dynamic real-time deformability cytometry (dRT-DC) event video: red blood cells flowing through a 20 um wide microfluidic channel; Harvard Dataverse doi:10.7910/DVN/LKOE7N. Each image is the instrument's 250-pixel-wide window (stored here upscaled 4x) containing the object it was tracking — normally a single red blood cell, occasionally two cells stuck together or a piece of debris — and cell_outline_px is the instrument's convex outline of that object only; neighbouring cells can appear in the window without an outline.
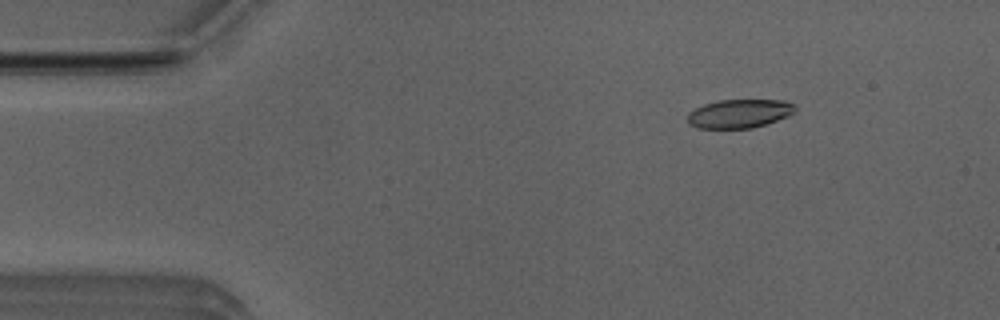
{"species": "Egyptian fruit bat (a non-hibernating species)", "species_latin": "Rousettus aegyptiacus", "temperature_condition": "room temperature", "stored_images_in_passage": 11, "camera_frame_rate_fps": 3000, "um_per_image_px": 0.085, "animal": {"sex": "male"}, "frame": {"image": 1, "passage_image": 7, "time_ms": 2.0, "image_size_px": [1000, 320], "cell_outline_px": [[796, 112], [788, 116], [752, 128], [696, 128], [688, 124], [688, 112], [704, 104], [720, 100], [784, 100], [796, 104]], "centroid_in_image_um": [62.86, 9.65], "position_along_channel_um": 22.1, "area_um2": 18.03}}